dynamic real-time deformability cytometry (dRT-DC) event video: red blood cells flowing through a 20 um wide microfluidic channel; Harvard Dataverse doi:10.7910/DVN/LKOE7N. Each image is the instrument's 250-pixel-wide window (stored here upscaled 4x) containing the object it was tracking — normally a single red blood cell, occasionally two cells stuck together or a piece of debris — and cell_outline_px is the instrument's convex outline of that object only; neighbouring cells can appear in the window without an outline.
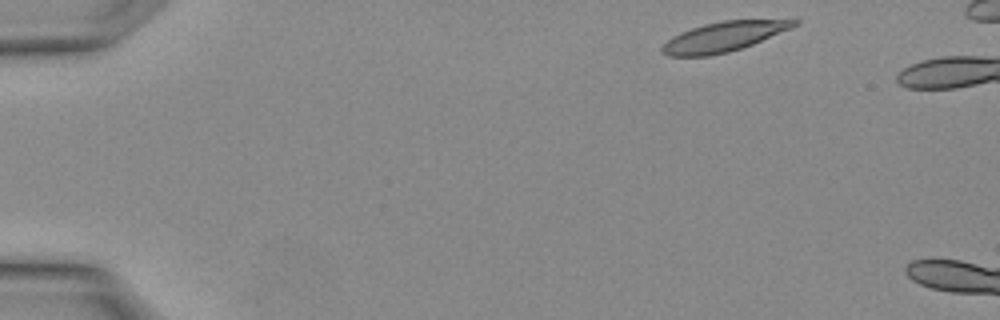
{"species": "Egyptian fruit bat (a non-hibernating species)", "species_latin": "Rousettus aegyptiacus", "temperature_condition": "warm", "stored_images_in_passage": 3, "camera_frame_rate_fps": 3000, "um_per_image_px": 0.085, "animal": {"sex": "female"}, "frame": {"image": 1, "passage_image": 1, "time_ms": 0.0, "image_size_px": [1000, 320], "cell_outline_px": [[800, 24], [792, 28], [752, 44], [728, 52], [708, 56], [668, 56], [660, 52], [660, 48], [672, 36], [680, 32], [704, 24], [724, 20], [800, 20]], "centroid_in_image_um": [61.48, 3.12], "position_along_channel_um": 23.5, "area_um2": 22.72}}